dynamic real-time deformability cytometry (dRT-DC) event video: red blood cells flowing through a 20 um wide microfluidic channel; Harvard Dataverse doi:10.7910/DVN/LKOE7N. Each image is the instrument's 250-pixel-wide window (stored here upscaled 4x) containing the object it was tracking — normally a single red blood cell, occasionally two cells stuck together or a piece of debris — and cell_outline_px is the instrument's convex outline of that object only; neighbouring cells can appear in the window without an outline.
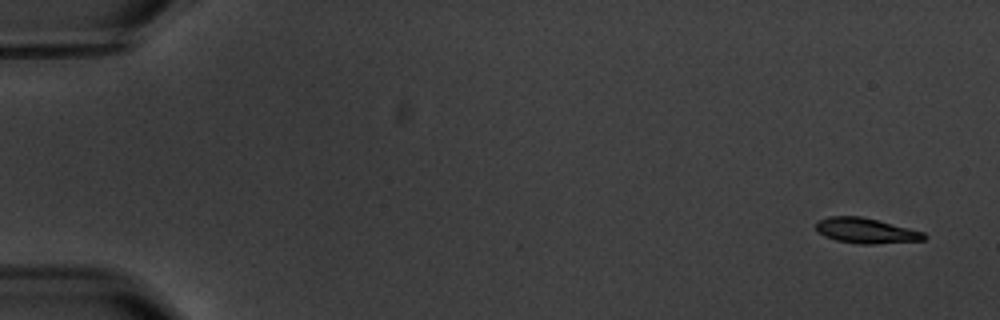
{"species": "common noctule bat (a hibernating species)", "species_latin": "Nyctalus noctula", "temperature_condition": "warm", "stored_images_in_passage": 6, "segment_of_instrument_passage": [1, 2], "camera_frame_rate_fps": 3000, "um_per_image_px": 0.085, "animal": {"sex": "male", "body_mass_g": 20.1, "forearm_length_mm": 53.5}, "frame": {"image": 1, "passage_image": 1, "time_ms": 0.0, "image_size_px": [1000, 320], "cell_outline_px": [[928, 236], [924, 240], [872, 244], [860, 244], [836, 240], [824, 236], [816, 228], [816, 220], [828, 216], [860, 216], [924, 232]], "centroid_in_image_um": [73.58, 19.6], "position_along_channel_um": 11.4, "area_um2": 15.78}}
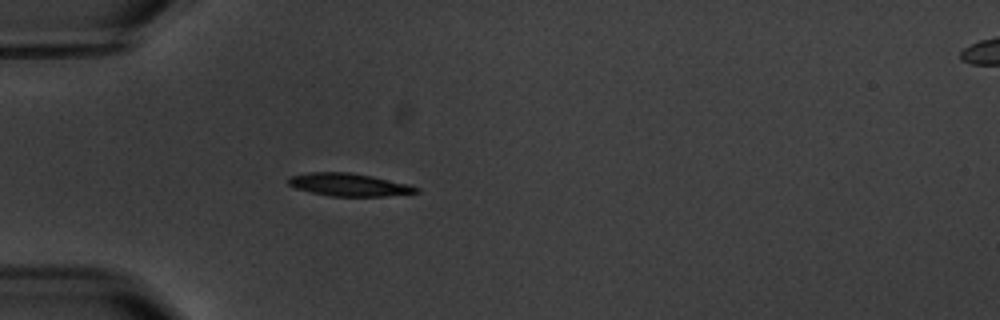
{"frame": {"image": 2, "passage_image": 5, "time_ms": 5.0, "image_size_px": [1000, 320], "cell_outline_px": [[420, 192], [384, 196], [332, 196], [312, 192], [296, 188], [288, 184], [288, 176], [308, 172], [348, 172], [372, 176], [408, 184], [420, 188]], "centroid_in_image_um": [29.65, 15.69], "position_along_channel_um": 55.3, "area_um2": 16.88}}